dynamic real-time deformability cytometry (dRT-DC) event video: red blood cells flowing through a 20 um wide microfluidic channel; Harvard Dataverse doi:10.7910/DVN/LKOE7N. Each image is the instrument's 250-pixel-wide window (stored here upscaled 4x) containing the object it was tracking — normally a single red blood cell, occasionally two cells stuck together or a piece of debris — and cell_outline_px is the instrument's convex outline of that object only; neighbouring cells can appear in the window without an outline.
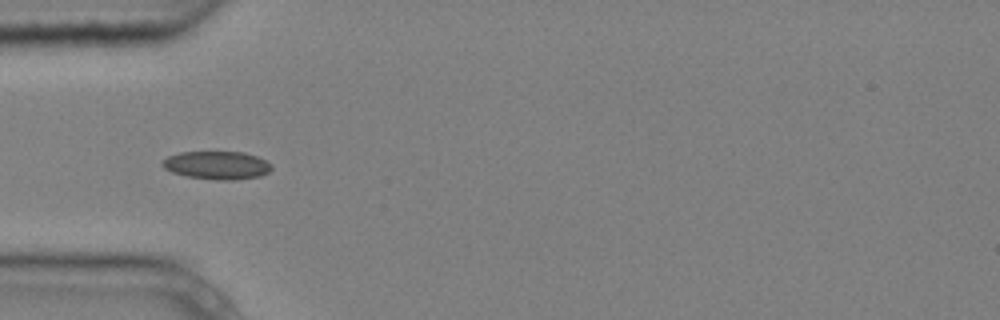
{"species": "common noctule bat (a hibernating species)", "species_latin": "Nyctalus noctula", "temperature_condition": "cold", "stored_images_in_passage": 8, "camera_frame_rate_fps": 3000, "um_per_image_px": 0.085, "animal": {"sex": "male", "body_mass_g": 20.4}, "frame": {"image": 1, "passage_image": 4, "time_ms": 1.0, "image_size_px": [1000, 320], "cell_outline_px": [[272, 168], [268, 172], [260, 176], [236, 180], [216, 180], [188, 176], [172, 172], [164, 168], [160, 164], [168, 156], [180, 152], [244, 152], [256, 156], [272, 164]], "centroid_in_image_um": [18.45, 14.05], "position_along_channel_um": 66.6, "area_um2": 17.86}}
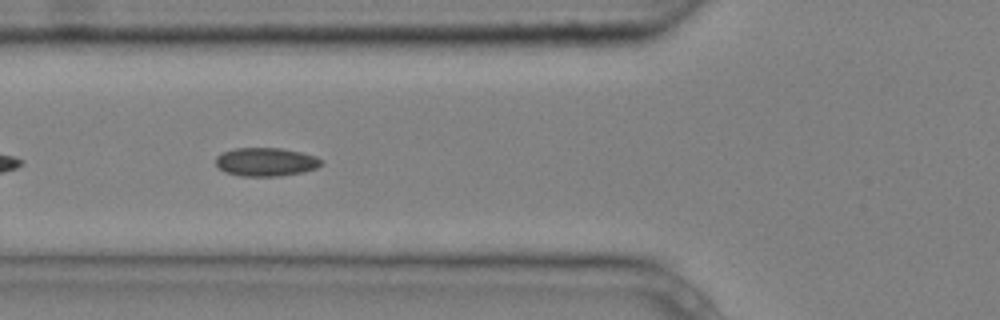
{"frame": {"image": 2, "passage_image": 5, "time_ms": 1.333, "image_size_px": [1000, 320], "cell_outline_px": [[324, 164], [316, 168], [304, 172], [276, 176], [240, 176], [224, 172], [216, 168], [216, 156], [224, 152], [236, 148], [280, 148], [300, 152], [316, 156], [324, 160]], "centroid_in_image_um": [22.61, 13.77], "position_along_channel_um": 103.2, "area_um2": 17.69}}